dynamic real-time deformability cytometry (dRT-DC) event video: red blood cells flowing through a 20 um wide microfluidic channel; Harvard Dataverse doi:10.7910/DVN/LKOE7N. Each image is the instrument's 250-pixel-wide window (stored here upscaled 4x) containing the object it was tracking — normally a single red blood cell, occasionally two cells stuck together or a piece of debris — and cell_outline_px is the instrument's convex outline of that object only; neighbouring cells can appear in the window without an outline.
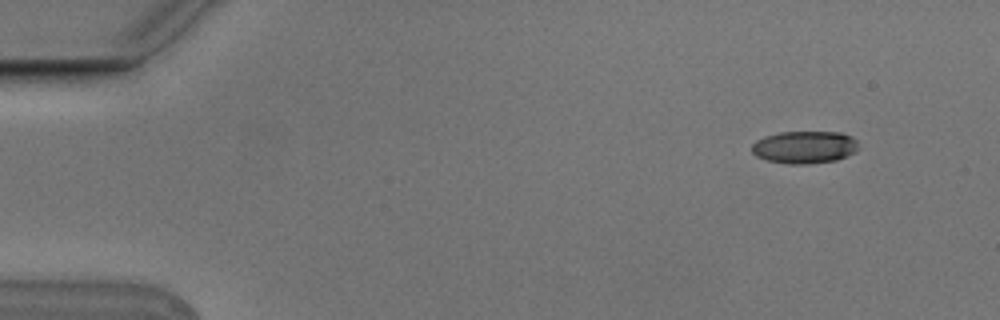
{"species": "Egyptian fruit bat (a non-hibernating species)", "species_latin": "Rousettus aegyptiacus", "temperature_condition": "cold", "stored_images_in_passage": 5, "segment_of_instrument_passage": [1, 2], "camera_frame_rate_fps": 3000, "um_per_image_px": 0.085, "animal": {"sex": "male"}, "frame": {"image": 1, "passage_image": 1, "time_ms": 0.0, "image_size_px": [1000, 320], "cell_outline_px": [[856, 152], [848, 156], [836, 160], [808, 164], [788, 164], [768, 160], [756, 156], [752, 152], [752, 144], [756, 140], [764, 136], [780, 132], [840, 132], [852, 136], [856, 140]], "centroid_in_image_um": [68.38, 12.51], "position_along_channel_um": 16.6, "area_um2": 20.23}}